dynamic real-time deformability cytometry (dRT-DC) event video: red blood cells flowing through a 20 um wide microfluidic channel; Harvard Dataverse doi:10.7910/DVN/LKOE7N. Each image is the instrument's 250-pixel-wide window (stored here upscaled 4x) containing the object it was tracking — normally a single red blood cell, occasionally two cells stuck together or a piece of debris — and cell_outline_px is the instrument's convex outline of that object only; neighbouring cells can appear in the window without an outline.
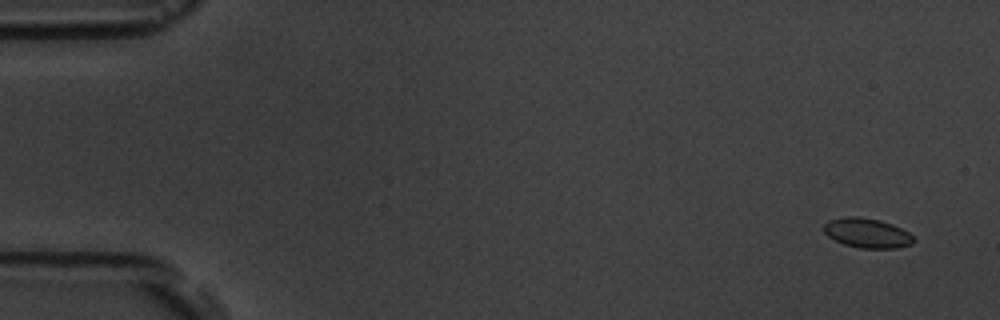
{"species": "common noctule bat (a hibernating species)", "species_latin": "Nyctalus noctula", "temperature_condition": "room temperature", "stored_images_in_passage": 6, "camera_frame_rate_fps": 3000, "um_per_image_px": 0.085, "animal": {"sex": "male", "body_mass_g": 19.5, "forearm_length_mm": 54.6}, "frame": {"image": 1, "passage_image": 1, "time_ms": 0.0, "image_size_px": [1000, 320], "cell_outline_px": [[916, 240], [912, 244], [896, 248], [860, 248], [844, 244], [828, 236], [824, 232], [824, 224], [828, 220], [848, 216], [856, 216], [880, 220], [892, 224], [908, 232]], "centroid_in_image_um": [73.71, 19.8], "position_along_channel_um": 11.3, "area_um2": 15.43}}